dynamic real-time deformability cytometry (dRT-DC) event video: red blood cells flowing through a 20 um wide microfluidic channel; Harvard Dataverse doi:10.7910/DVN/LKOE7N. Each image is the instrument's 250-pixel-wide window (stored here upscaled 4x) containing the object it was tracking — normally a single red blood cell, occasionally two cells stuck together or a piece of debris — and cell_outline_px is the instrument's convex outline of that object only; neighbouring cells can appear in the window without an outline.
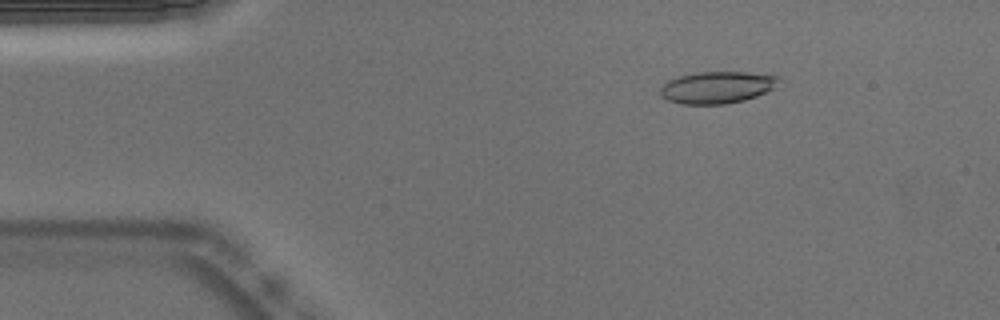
{"species": "Egyptian fruit bat (a non-hibernating species)", "species_latin": "Rousettus aegyptiacus", "temperature_condition": "warm", "stored_images_in_passage": 51, "camera_frame_rate_fps": 3000, "um_per_image_px": 0.085, "animal": {"sex": "male"}, "frame": {"image": 1, "passage_image": 7, "time_ms": 2.0, "image_size_px": [1000, 320], "cell_outline_px": [[784, 76], [772, 88], [756, 96], [744, 100], [724, 104], [680, 104], [668, 100], [660, 96], [660, 88], [668, 80], [680, 76], [696, 72], [748, 72]], "centroid_in_image_um": [60.95, 7.42], "position_along_channel_um": 24.1, "area_um2": 22.08}}
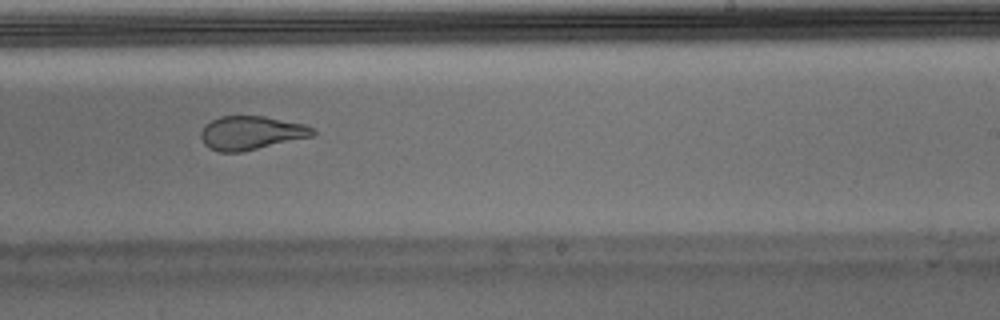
{"frame": {"image": 2, "passage_image": 31, "time_ms": 10.0, "image_size_px": [1000, 320], "cell_outline_px": [[316, 132], [312, 136], [240, 152], [220, 152], [204, 144], [200, 136], [200, 132], [212, 120], [220, 116], [264, 116], [304, 124], [312, 128]], "centroid_in_image_um": [21.34, 11.29], "position_along_channel_um": 267.7, "area_um2": 21.56}}
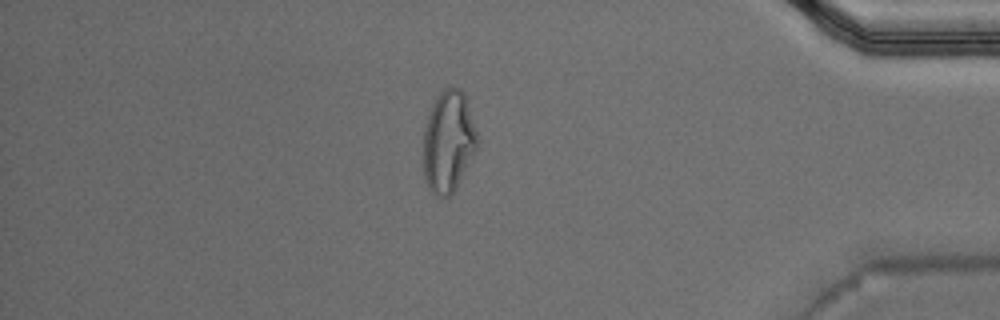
{"frame": {"image": 3, "passage_image": 44, "time_ms": 14.333, "image_size_px": [1000, 320], "cell_outline_px": [[476, 148], [456, 188], [448, 196], [436, 196], [432, 192], [424, 180], [424, 128], [432, 104], [440, 92], [444, 88], [460, 88], [464, 92], [476, 132]], "centroid_in_image_um": [38.08, 12.03], "position_along_channel_um": 397.1, "area_um2": 31.27}, "authors_computed_cell_mechanics": {"area_um2": 22.831, "velocity_mm_per_s": 3.8264, "shape_relaxation_time_tau1_ms": null, "shape_relaxation_time_tau2_ms": 1.3141, "deformation_change_tau1": null, "deformation_change_tau2": 0.0933}}